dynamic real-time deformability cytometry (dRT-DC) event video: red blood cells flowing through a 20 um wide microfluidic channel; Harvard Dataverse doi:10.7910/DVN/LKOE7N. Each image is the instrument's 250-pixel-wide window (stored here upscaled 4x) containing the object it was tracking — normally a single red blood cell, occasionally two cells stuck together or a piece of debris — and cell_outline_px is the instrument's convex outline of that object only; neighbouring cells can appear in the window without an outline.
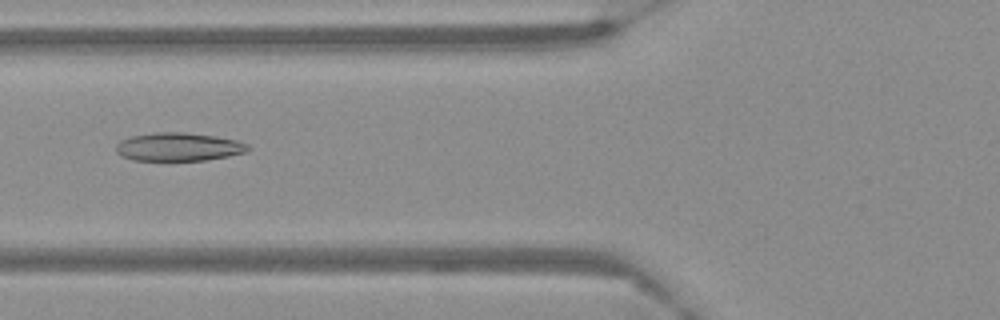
{"species": "Egyptian fruit bat (a non-hibernating species)", "species_latin": "Rousettus aegyptiacus", "temperature_condition": "warm", "stored_images_in_passage": 60, "camera_frame_rate_fps": 3000, "um_per_image_px": 0.085, "frame": {"image": 1, "passage_image": 24, "time_ms": 7.667, "image_size_px": [1000, 320], "cell_outline_px": [[252, 148], [248, 152], [228, 156], [204, 160], [132, 160], [120, 156], [116, 152], [116, 144], [120, 140], [128, 136], [156, 132], [188, 132], [216, 136], [236, 140], [248, 144]], "centroid_in_image_um": [15.17, 12.47], "position_along_channel_um": 110.6, "area_um2": 22.08}}
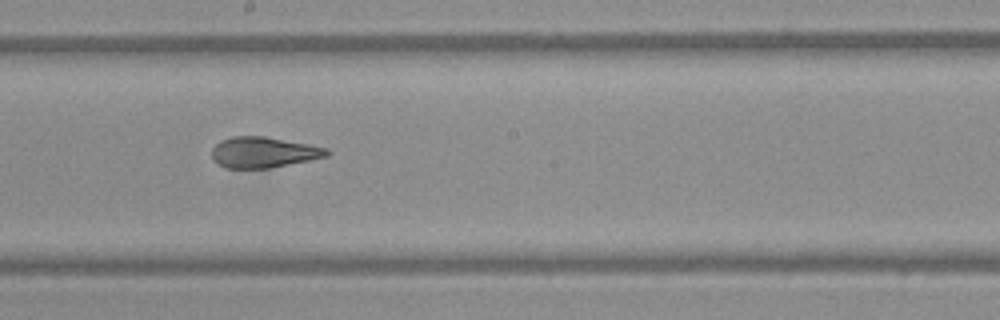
{"frame": {"image": 2, "passage_image": 34, "time_ms": 11.0, "image_size_px": [1000, 320], "cell_outline_px": [[332, 152], [328, 156], [268, 168], [228, 168], [216, 164], [212, 160], [212, 148], [220, 140], [232, 136], [264, 136], [308, 144], [328, 148]], "centroid_in_image_um": [22.37, 12.94], "position_along_channel_um": 225.8, "area_um2": 20.63}}
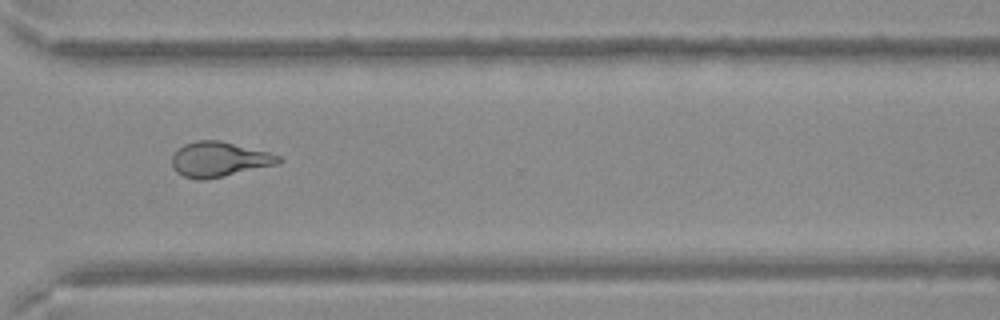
{"frame": {"image": 3, "passage_image": 45, "time_ms": 14.667, "image_size_px": [1000, 320], "cell_outline_px": [[284, 160], [276, 164], [204, 180], [196, 180], [184, 176], [176, 172], [172, 168], [172, 156], [176, 148], [184, 144], [196, 140], [220, 140], [268, 152], [280, 156]], "centroid_in_image_um": [18.57, 13.53], "position_along_channel_um": 352.0, "area_um2": 21.68}}